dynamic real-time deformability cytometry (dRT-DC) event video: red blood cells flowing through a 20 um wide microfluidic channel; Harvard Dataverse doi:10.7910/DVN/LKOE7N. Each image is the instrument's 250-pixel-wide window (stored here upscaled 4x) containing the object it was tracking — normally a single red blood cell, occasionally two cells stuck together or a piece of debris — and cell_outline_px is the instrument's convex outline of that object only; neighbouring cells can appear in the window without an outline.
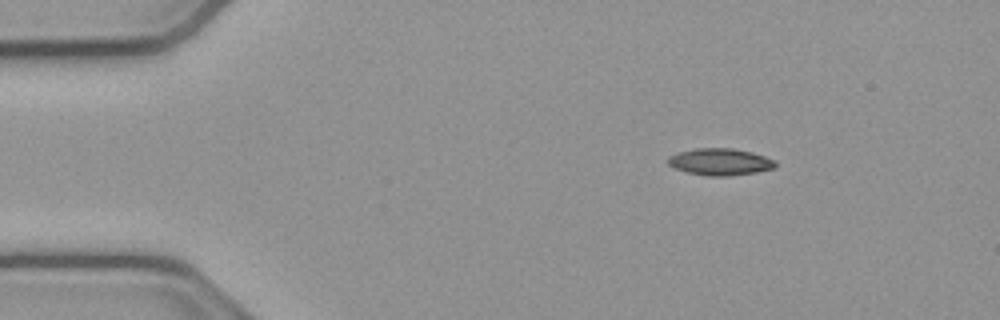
{"species": "common noctule bat (a hibernating species)", "species_latin": "Nyctalus noctula", "temperature_condition": "cold", "stored_images_in_passage": 47, "camera_frame_rate_fps": 3000, "um_per_image_px": 0.085, "animal": {"sex": "male", "body_mass_g": 23.1, "forearm_length_mm": 52.7}, "frame": {"image": 1, "passage_image": 1, "time_ms": 0.0, "image_size_px": [1000, 320], "cell_outline_px": [[776, 168], [756, 172], [728, 176], [708, 176], [688, 172], [676, 168], [668, 164], [668, 156], [676, 152], [696, 148], [732, 148], [752, 152], [776, 160]], "centroid_in_image_um": [61.22, 13.75], "position_along_channel_um": 23.8, "area_um2": 16.88}}
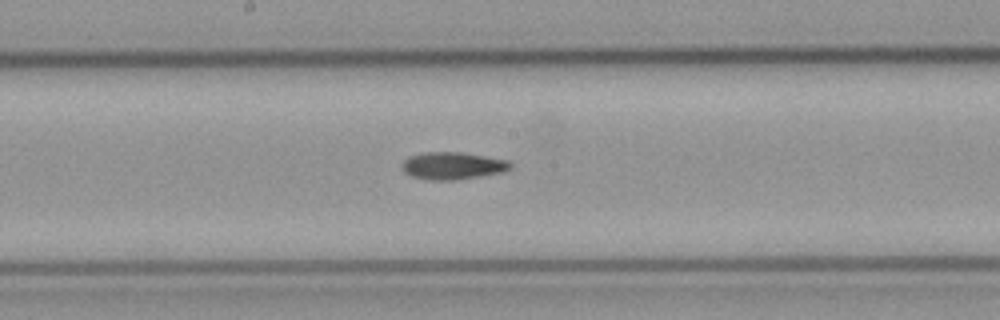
{"frame": {"image": 2, "passage_image": 21, "time_ms": 6.667, "image_size_px": [1000, 320], "cell_outline_px": [[512, 168], [504, 172], [456, 180], [428, 180], [412, 176], [404, 172], [400, 168], [400, 164], [408, 156], [424, 152], [460, 152], [508, 160], [512, 164]], "centroid_in_image_um": [38.45, 14.09], "position_along_channel_um": 209.8, "area_um2": 17.46}}
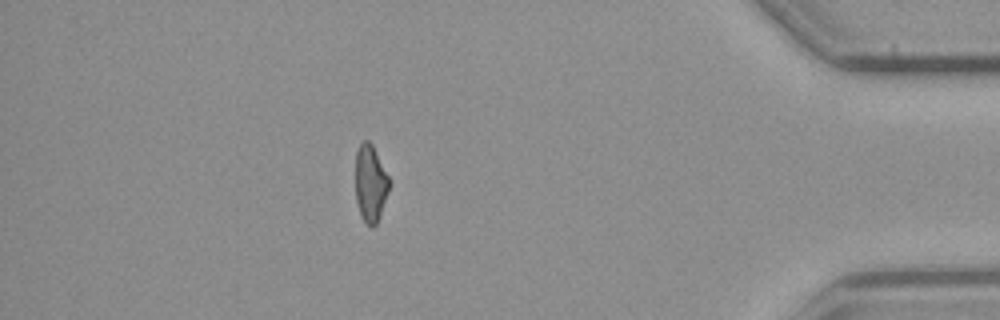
{"frame": {"image": 3, "passage_image": 40, "time_ms": 13.0, "image_size_px": [1000, 320], "cell_outline_px": [[388, 192], [380, 216], [376, 224], [372, 228], [364, 220], [360, 212], [356, 200], [356, 152], [360, 144], [364, 140], [368, 140], [372, 144], [388, 176]], "centroid_in_image_um": [31.48, 15.58], "position_along_channel_um": 403.7, "area_um2": 14.8}}